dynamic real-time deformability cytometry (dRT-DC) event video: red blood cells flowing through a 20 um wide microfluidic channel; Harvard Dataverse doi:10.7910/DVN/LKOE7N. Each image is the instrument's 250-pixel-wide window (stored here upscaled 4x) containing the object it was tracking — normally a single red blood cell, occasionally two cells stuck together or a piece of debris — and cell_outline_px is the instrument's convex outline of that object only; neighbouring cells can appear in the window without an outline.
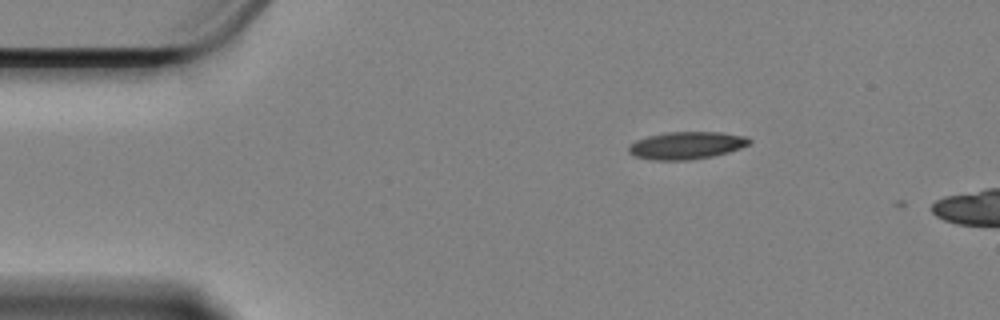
{"species": "Egyptian fruit bat (a non-hibernating species)", "species_latin": "Rousettus aegyptiacus", "temperature_condition": "cold", "stored_images_in_passage": 4, "camera_frame_rate_fps": 3000, "um_per_image_px": 0.085, "animal": {"sex": "female"}, "frame": {"image": 1, "passage_image": 1, "time_ms": 0.0, "image_size_px": [1000, 320], "cell_outline_px": [[752, 140], [748, 144], [740, 148], [728, 152], [712, 156], [688, 160], [652, 160], [636, 156], [628, 152], [628, 148], [636, 140], [648, 136], [668, 132], [720, 132], [744, 136]], "centroid_in_image_um": [58.34, 12.36], "position_along_channel_um": 26.7, "area_um2": 19.07}}